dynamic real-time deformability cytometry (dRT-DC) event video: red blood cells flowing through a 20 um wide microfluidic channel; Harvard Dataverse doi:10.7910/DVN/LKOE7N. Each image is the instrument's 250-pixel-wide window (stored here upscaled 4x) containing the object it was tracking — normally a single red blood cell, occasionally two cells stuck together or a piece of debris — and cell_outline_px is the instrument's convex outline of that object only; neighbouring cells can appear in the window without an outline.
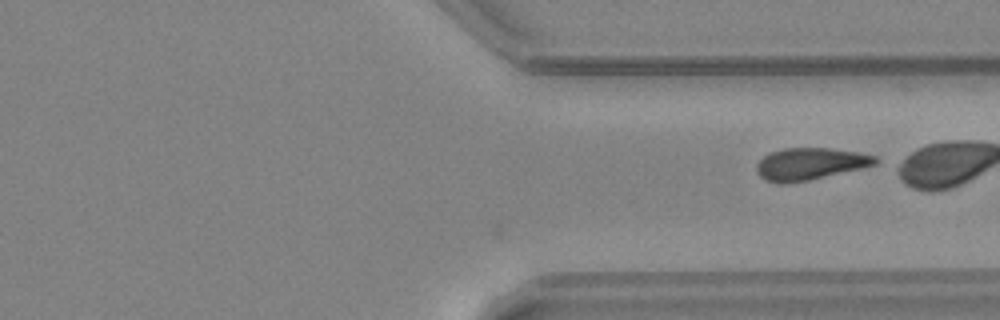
{"species": "common noctule bat (a hibernating species)", "species_latin": "Nyctalus noctula", "temperature_condition": "warm", "stored_images_in_passage": 26, "camera_frame_rate_fps": 3000, "um_per_image_px": 0.085, "animal": {"sex": "female", "body_mass_g": 24.6, "forearm_length_mm": 56.2}, "frame": {"image": 1, "passage_image": 26, "time_ms": 8.333, "image_size_px": [1000, 320], "cell_outline_px": [[880, 160], [876, 164], [864, 168], [808, 180], [784, 184], [780, 184], [764, 180], [756, 172], [756, 164], [764, 156], [772, 152], [784, 148], [828, 148], [860, 152], [876, 156]], "centroid_in_image_um": [68.87, 13.93], "position_along_channel_um": 342.5, "area_um2": 22.31}}